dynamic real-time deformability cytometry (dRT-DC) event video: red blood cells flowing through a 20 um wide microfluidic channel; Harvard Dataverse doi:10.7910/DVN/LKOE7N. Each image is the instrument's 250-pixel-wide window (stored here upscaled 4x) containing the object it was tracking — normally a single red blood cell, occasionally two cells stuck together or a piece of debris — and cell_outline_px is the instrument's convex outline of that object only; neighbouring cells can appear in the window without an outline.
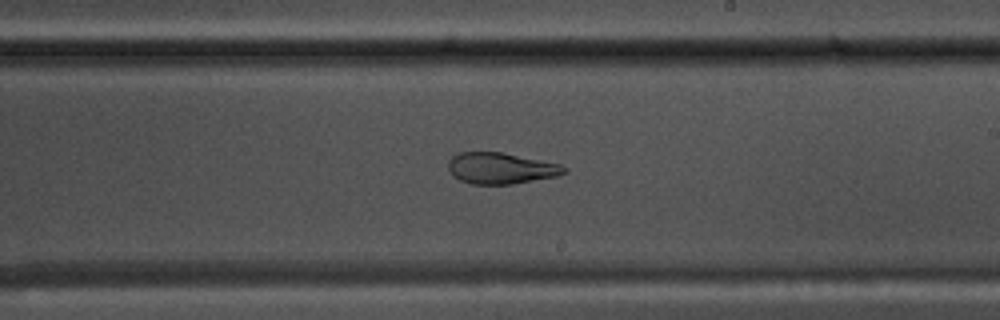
{"species": "common noctule bat (a hibernating species)", "species_latin": "Nyctalus noctula", "temperature_condition": "warm", "stored_images_in_passage": 42, "camera_frame_rate_fps": 3000, "um_per_image_px": 0.085, "animal": {"sex": "male", "body_mass_g": 17.5, "forearm_length_mm": 52.3}, "frame": {"image": 1, "passage_image": 30, "time_ms": 9.667, "image_size_px": [1000, 320], "cell_outline_px": [[568, 172], [556, 176], [512, 184], [472, 184], [460, 180], [452, 176], [448, 168], [448, 160], [452, 156], [460, 152], [500, 152], [560, 164], [568, 168]], "centroid_in_image_um": [42.55, 14.3], "position_along_channel_um": 246.5, "area_um2": 21.04}}